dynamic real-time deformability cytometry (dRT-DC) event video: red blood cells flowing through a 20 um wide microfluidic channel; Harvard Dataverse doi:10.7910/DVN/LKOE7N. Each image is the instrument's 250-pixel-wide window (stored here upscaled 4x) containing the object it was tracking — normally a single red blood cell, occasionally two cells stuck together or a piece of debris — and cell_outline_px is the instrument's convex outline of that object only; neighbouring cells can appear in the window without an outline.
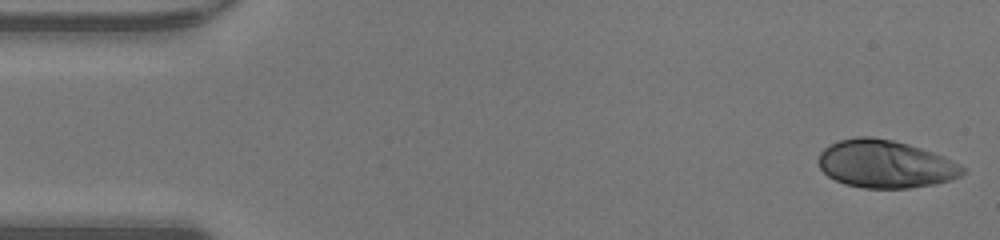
{"species": "human", "species_latin": "Homo sapiens", "temperature_condition": "warm", "stored_images_in_passage": 47, "camera_frame_rate_fps": 3000, "um_per_image_px": 0.085, "donor": {"sex": "male"}, "frame": {"image": 1, "passage_image": 1, "time_ms": 0.0, "image_size_px": [1000, 240], "cell_outline_px": [[964, 172], [960, 176], [936, 184], [908, 188], [864, 188], [844, 184], [828, 176], [820, 168], [820, 152], [824, 148], [840, 140], [860, 136], [868, 136], [892, 140], [920, 148], [944, 156], [960, 164], [964, 168]], "centroid_in_image_um": [75.26, 13.95], "position_along_channel_um": 9.7, "area_um2": 39.77}}
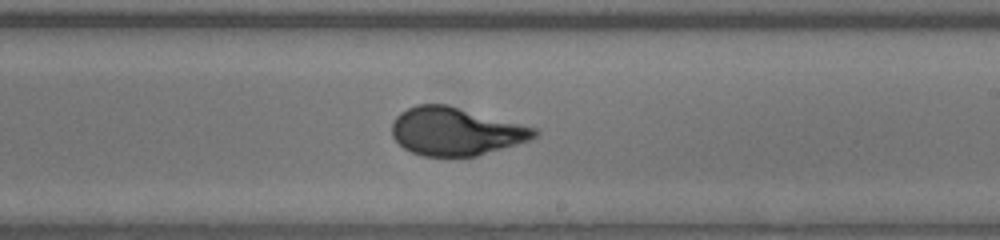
{"frame": {"image": 2, "passage_image": 27, "time_ms": 8.667, "image_size_px": [1000, 240], "cell_outline_px": [[540, 132], [536, 136], [528, 140], [516, 144], [476, 156], [424, 156], [412, 152], [404, 148], [392, 136], [392, 124], [396, 116], [400, 112], [416, 104], [448, 104], [536, 128]], "centroid_in_image_um": [38.72, 11.16], "position_along_channel_um": 250.3, "area_um2": 39.65}}
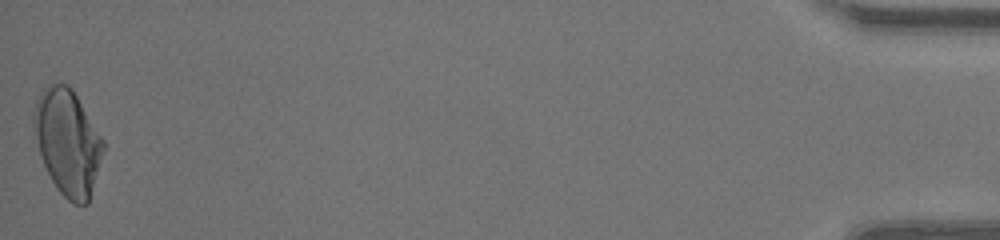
{"frame": {"image": 3, "passage_image": 47, "time_ms": 15.333, "image_size_px": [1000, 240], "cell_outline_px": [[104, 148], [88, 204], [72, 204], [60, 192], [52, 180], [44, 164], [40, 152], [36, 132], [36, 100], [44, 88], [52, 84], [68, 84], [72, 88], [104, 140]], "centroid_in_image_um": [5.8, 12.1], "position_along_channel_um": 429.4, "area_um2": 41.5}, "authors_computed_cell_mechanics": {"area_um2": 39.4774, "velocity_mm_per_s": 4.2905, "shape_relaxation_time_tau1_ms": 4.7543, "shape_relaxation_time_tau2_ms": null, "deformation_change_tau1": 0.2282, "deformation_change_tau2": null}}